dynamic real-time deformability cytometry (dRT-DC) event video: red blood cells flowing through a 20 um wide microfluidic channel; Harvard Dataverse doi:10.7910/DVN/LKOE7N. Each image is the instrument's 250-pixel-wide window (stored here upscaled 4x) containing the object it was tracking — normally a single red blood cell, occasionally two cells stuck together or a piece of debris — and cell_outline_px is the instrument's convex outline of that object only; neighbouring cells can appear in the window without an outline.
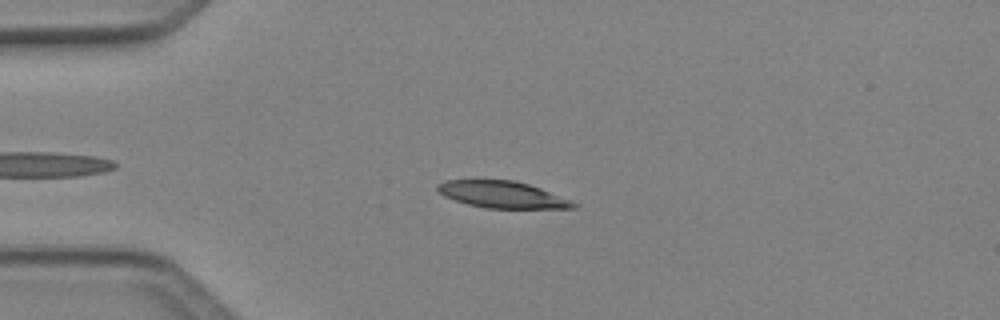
{"species": "Egyptian fruit bat (a non-hibernating species)", "species_latin": "Rousettus aegyptiacus", "temperature_condition": "cold", "stored_images_in_passage": 42, "camera_frame_rate_fps": 3000, "um_per_image_px": 0.085, "animal": {"sex": "female"}, "frame": {"image": 1, "passage_image": 9, "time_ms": 2.667, "image_size_px": [1000, 320], "cell_outline_px": [[580, 204], [576, 208], [484, 208], [468, 204], [444, 196], [436, 192], [436, 184], [444, 180], [516, 180], [540, 188], [572, 200]], "centroid_in_image_um": [42.69, 16.54], "position_along_channel_um": 42.3, "area_um2": 21.33}}
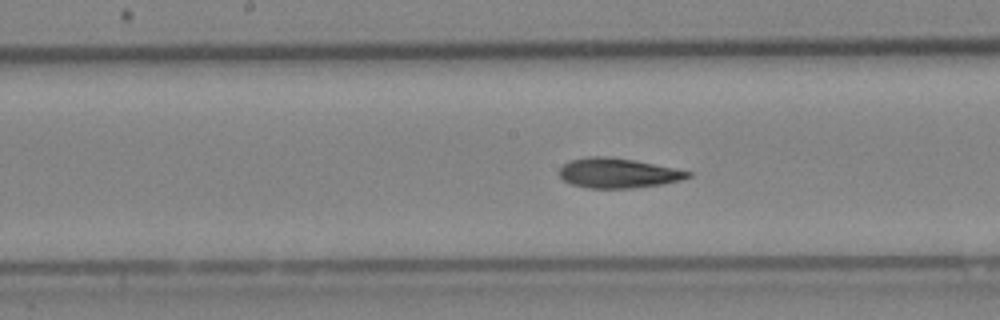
{"frame": {"image": 2, "passage_image": 22, "time_ms": 7.0, "image_size_px": [1000, 320], "cell_outline_px": [[692, 176], [680, 180], [664, 184], [632, 188], [588, 188], [572, 184], [564, 180], [560, 176], [560, 168], [568, 160], [588, 156], [612, 156], [692, 172]], "centroid_in_image_um": [52.5, 14.71], "position_along_channel_um": 195.7, "area_um2": 22.25}}
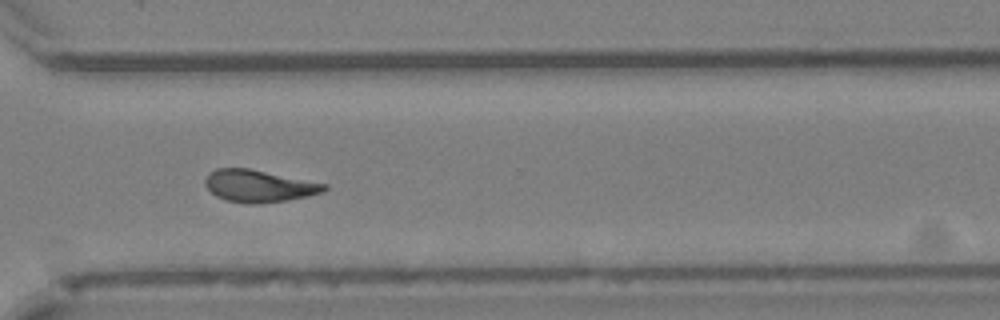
{"frame": {"image": 3, "passage_image": 33, "time_ms": 10.667, "image_size_px": [1000, 320], "cell_outline_px": [[328, 188], [324, 192], [308, 196], [288, 200], [260, 204], [248, 204], [224, 200], [216, 196], [204, 184], [204, 180], [208, 172], [216, 168], [248, 168], [328, 184]], "centroid_in_image_um": [22.0, 15.81], "position_along_channel_um": 348.6, "area_um2": 22.54}, "authors_computed_cell_mechanics": {"area_um2": 21.675, "velocity_mm_per_s": 4.1637, "shape_relaxation_time_tau1_ms": 5.6273, "shape_relaxation_time_tau2_ms": 3.2334, "deformation_change_tau1": 0.1641, "deformation_change_tau2": 0.102}}